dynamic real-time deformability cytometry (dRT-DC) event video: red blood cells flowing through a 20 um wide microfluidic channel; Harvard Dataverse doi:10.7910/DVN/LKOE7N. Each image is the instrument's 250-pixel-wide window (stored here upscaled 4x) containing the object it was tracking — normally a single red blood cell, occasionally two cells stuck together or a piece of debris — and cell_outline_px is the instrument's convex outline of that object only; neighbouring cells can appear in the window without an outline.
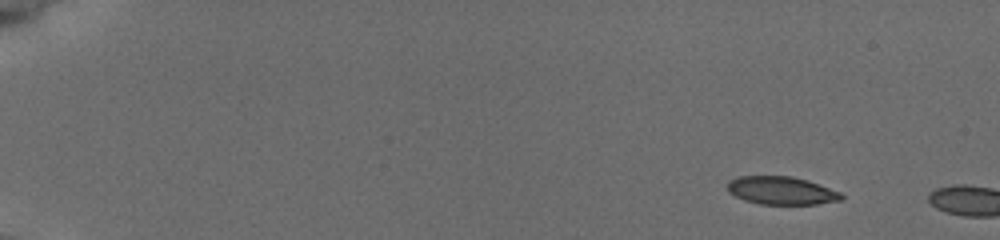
{"species": "common noctule bat (a hibernating species)", "species_latin": "Nyctalus noctula", "temperature_condition": "cold", "stored_images_in_passage": 4, "camera_frame_rate_fps": 3000, "um_per_image_px": 0.085, "animal": {"sex": "female", "body_mass_g": 19.5, "forearm_length_mm": 54.1}, "frame": {"image": 1, "passage_image": 1, "time_ms": 0.0, "image_size_px": [1000, 240], "cell_outline_px": [[844, 196], [840, 200], [816, 204], [760, 204], [744, 200], [728, 192], [728, 180], [740, 176], [792, 176], [808, 180], [840, 192]], "centroid_in_image_um": [66.4, 16.19], "position_along_channel_um": 18.6, "area_um2": 18.55}}